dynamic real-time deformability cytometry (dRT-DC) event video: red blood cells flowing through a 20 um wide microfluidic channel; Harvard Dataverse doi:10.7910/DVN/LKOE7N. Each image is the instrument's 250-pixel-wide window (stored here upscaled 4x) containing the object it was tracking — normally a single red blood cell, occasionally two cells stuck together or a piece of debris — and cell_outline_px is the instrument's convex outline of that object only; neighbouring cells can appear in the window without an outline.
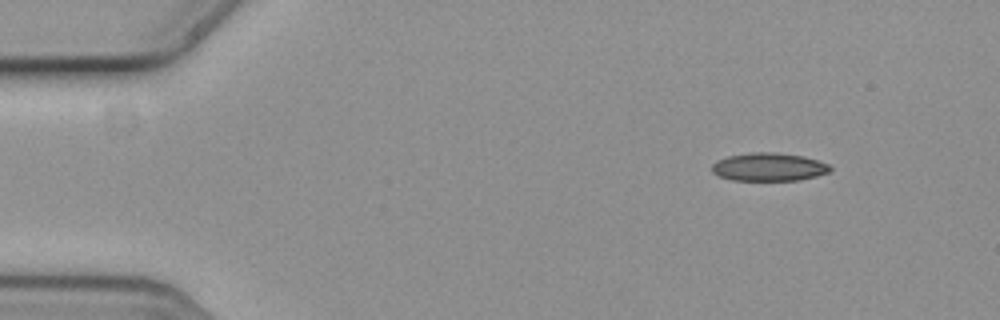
{"species": "common noctule bat (a hibernating species)", "species_latin": "Nyctalus noctula", "temperature_condition": "cold", "stored_images_in_passage": 4, "camera_frame_rate_fps": 3000, "um_per_image_px": 0.085, "animal": {"sex": "female", "body_mass_g": 19.3, "forearm_length_mm": 54.1}, "frame": {"image": 1, "passage_image": 1, "time_ms": 0.0, "image_size_px": [1000, 320], "cell_outline_px": [[832, 172], [800, 180], [732, 180], [720, 176], [712, 172], [712, 164], [716, 160], [728, 156], [748, 152], [776, 152], [804, 156], [828, 164], [832, 168]], "centroid_in_image_um": [65.36, 14.18], "position_along_channel_um": 19.6, "area_um2": 19.54}}